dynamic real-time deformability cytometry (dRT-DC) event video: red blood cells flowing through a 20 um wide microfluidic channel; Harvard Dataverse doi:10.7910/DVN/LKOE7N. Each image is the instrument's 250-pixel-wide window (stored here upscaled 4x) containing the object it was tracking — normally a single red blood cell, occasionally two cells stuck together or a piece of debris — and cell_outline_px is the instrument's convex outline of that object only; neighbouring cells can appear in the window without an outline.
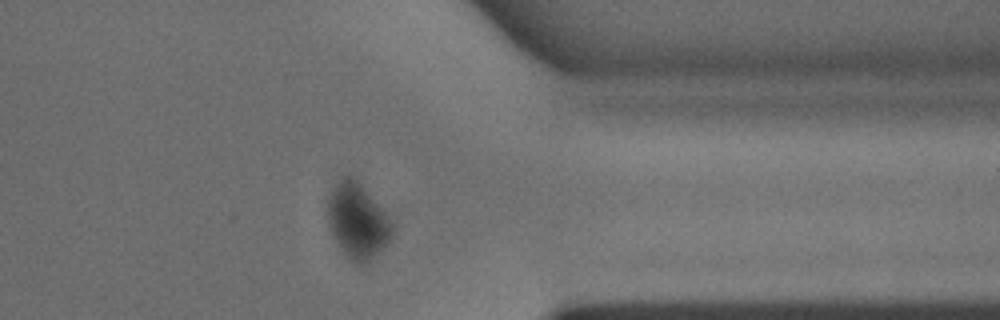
{"species": "common noctule bat (a hibernating species)", "species_latin": "Nyctalus noctula", "temperature_condition": "warm", "stored_images_in_passage": 35, "camera_frame_rate_fps": 3000, "um_per_image_px": 0.085, "animal": {"sex": "male", "body_mass_g": 15.6}, "frame": {"image": 1, "passage_image": 28, "time_ms": 9.0, "image_size_px": [1000, 320], "cell_outline_px": [[396, 228], [392, 236], [368, 260], [360, 264], [356, 264], [348, 260], [344, 256], [332, 232], [328, 220], [328, 196], [336, 180], [340, 176], [356, 176], [384, 212]], "centroid_in_image_um": [30.36, 18.72], "position_along_channel_um": 381.0, "area_um2": 28.09}}
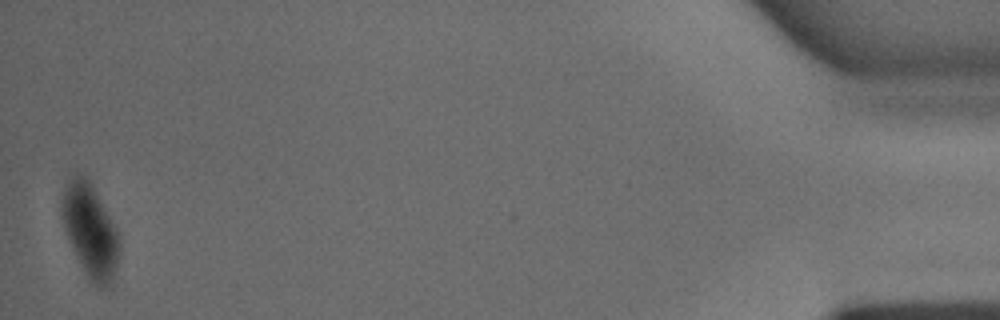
{"frame": {"image": 2, "passage_image": 35, "time_ms": 11.333, "image_size_px": [1000, 320], "cell_outline_px": [[120, 252], [116, 268], [112, 280], [108, 288], [100, 288], [92, 284], [88, 280], [72, 248], [64, 228], [60, 216], [60, 200], [64, 188], [72, 176], [84, 176], [92, 184], [116, 228], [120, 236]], "centroid_in_image_um": [7.66, 19.65], "position_along_channel_um": 427.5, "area_um2": 31.44}}